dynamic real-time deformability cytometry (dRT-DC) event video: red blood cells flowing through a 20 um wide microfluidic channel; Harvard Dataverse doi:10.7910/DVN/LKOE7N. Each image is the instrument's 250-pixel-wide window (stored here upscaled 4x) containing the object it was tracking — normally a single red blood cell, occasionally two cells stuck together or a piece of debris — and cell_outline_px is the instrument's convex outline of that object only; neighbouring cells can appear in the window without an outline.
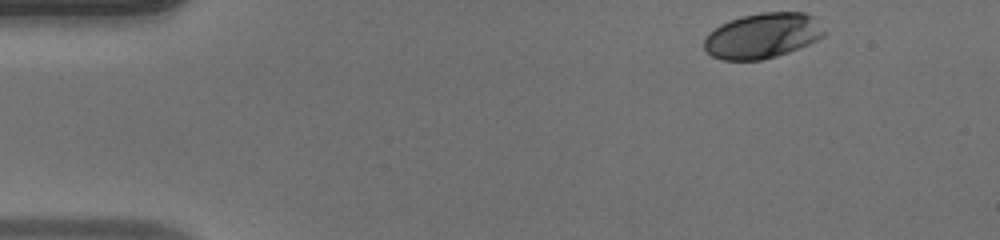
{"species": "human", "species_latin": "Homo sapiens", "temperature_condition": "warm", "stored_images_in_passage": 40, "camera_frame_rate_fps": 3000, "um_per_image_px": 0.085, "donor": {"sex": "male"}, "frame": {"image": 1, "passage_image": 1, "time_ms": 0.0, "image_size_px": [1000, 240], "cell_outline_px": [[828, 32], [824, 36], [808, 44], [788, 52], [776, 56], [760, 60], [720, 60], [712, 56], [704, 48], [704, 40], [708, 32], [720, 24], [740, 16], [760, 12], [804, 12], [812, 16]], "centroid_in_image_um": [64.8, 3.03], "position_along_channel_um": 20.2, "area_um2": 31.85}}
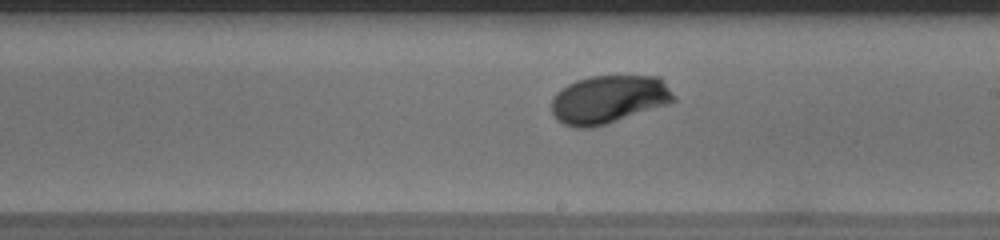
{"frame": {"image": 2, "passage_image": 24, "time_ms": 7.667, "image_size_px": [1000, 240], "cell_outline_px": [[676, 100], [668, 104], [592, 128], [576, 128], [564, 124], [556, 120], [552, 112], [552, 96], [556, 92], [568, 84], [576, 80], [588, 76], [660, 76], [676, 96]], "centroid_in_image_um": [51.73, 8.44], "position_along_channel_um": 237.3, "area_um2": 34.39}}
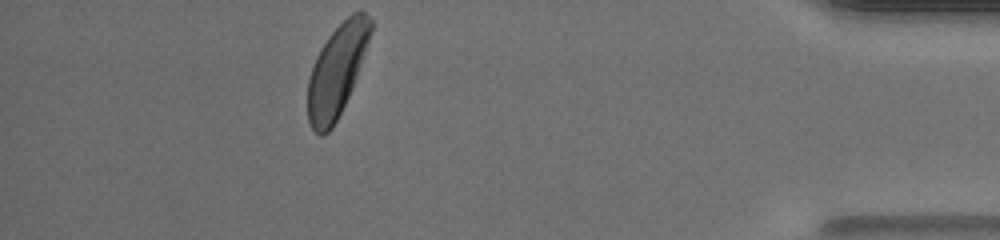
{"frame": {"image": 3, "passage_image": 40, "time_ms": 13.0, "image_size_px": [1000, 240], "cell_outline_px": [[372, 32], [352, 88], [332, 128], [324, 136], [320, 136], [312, 128], [308, 120], [308, 80], [316, 56], [320, 48], [328, 36], [352, 12], [364, 12], [372, 16]], "centroid_in_image_um": [28.63, 5.99], "position_along_channel_um": 406.6, "area_um2": 33.18}, "authors_computed_cell_mechanics": {"area_um2": 33.3506, "velocity_mm_per_s": 4.1005, "shape_relaxation_time_tau1_ms": 2.1407, "shape_relaxation_time_tau2_ms": null, "deformation_change_tau1": 0.1384, "deformation_change_tau2": null}}